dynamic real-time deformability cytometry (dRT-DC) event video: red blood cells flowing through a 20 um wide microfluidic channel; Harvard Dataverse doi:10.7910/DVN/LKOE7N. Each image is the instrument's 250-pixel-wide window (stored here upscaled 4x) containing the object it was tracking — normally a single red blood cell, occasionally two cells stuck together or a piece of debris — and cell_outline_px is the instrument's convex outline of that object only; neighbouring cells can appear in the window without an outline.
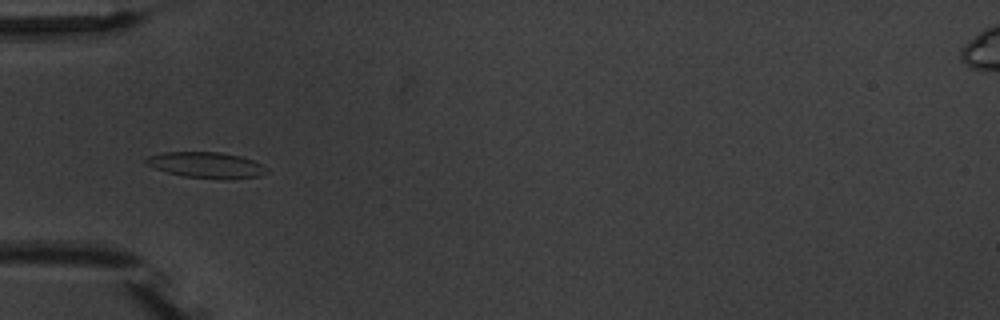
{"species": "common noctule bat (a hibernating species)", "species_latin": "Nyctalus noctula", "temperature_condition": "warm", "stored_images_in_passage": 8, "camera_frame_rate_fps": 3000, "um_per_image_px": 0.085, "animal": {"sex": "male", "body_mass_g": 20.1, "forearm_length_mm": 53.5}, "frame": {"image": 1, "passage_image": 6, "time_ms": 6.0, "image_size_px": [1000, 320], "cell_outline_px": [[268, 172], [260, 176], [184, 176], [168, 172], [144, 164], [144, 160], [148, 156], [164, 152], [220, 152], [240, 156], [252, 160], [268, 168]], "centroid_in_image_um": [17.46, 13.97], "position_along_channel_um": 67.5, "area_um2": 17.17}}
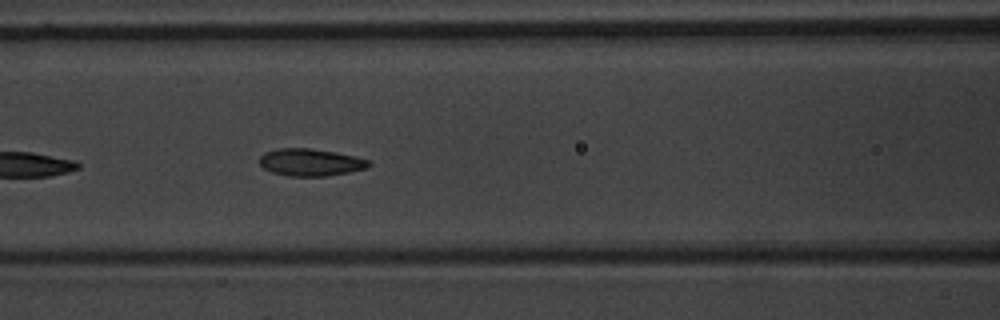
{"frame": {"image": 2, "passage_image": 8, "time_ms": 8.0, "image_size_px": [1000, 320], "cell_outline_px": [[372, 164], [368, 168], [328, 176], [288, 176], [272, 172], [264, 168], [260, 164], [260, 156], [264, 152], [280, 148], [308, 148], [336, 152], [356, 156], [368, 160]], "centroid_in_image_um": [26.41, 13.79], "position_along_channel_um": 140.2, "area_um2": 17.4}}